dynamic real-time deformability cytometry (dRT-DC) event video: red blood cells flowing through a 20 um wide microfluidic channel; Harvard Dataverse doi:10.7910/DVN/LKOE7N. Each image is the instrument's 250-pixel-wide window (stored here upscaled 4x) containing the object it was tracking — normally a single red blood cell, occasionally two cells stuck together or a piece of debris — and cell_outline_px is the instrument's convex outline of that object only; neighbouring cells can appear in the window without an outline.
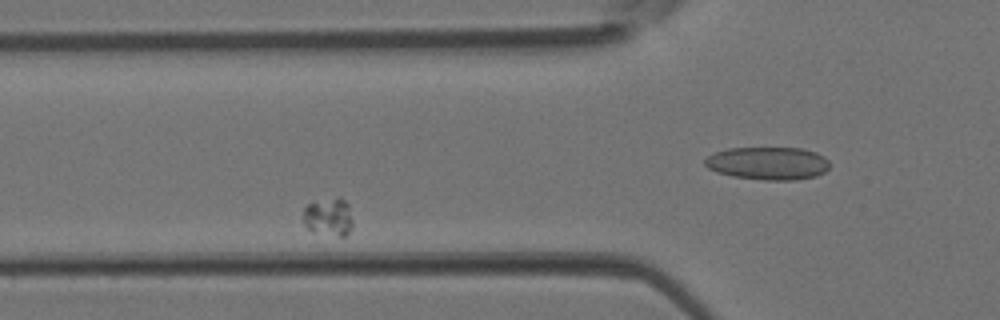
{"species": "Egyptian fruit bat (a non-hibernating species)", "species_latin": "Rousettus aegyptiacus", "temperature_condition": "room temperature", "stored_images_in_passage": 5, "segment_of_instrument_passage": [1, 3], "camera_frame_rate_fps": 3000, "um_per_image_px": 0.085, "animal": {"sex": "female"}, "frame": {"image": 1, "passage_image": 3, "time_ms": 0.667, "image_size_px": [1000, 320], "cell_outline_px": [[352, 228], [344, 236], [340, 236], [312, 232], [304, 224], [304, 208], [308, 204], [340, 196], [348, 204], [352, 220]], "centroid_in_image_um": [27.94, 18.44], "position_along_channel_um": 97.9, "area_um2": 10.87}}